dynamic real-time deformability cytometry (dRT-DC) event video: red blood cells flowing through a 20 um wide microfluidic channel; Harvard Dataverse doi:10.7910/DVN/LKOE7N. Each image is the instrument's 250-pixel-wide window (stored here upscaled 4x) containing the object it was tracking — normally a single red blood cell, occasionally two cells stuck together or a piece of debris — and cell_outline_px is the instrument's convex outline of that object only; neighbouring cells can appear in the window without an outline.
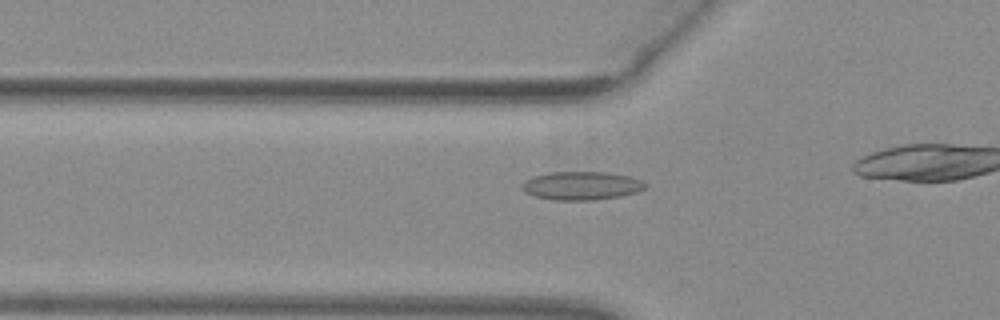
{"species": "common noctule bat (a hibernating species)", "species_latin": "Nyctalus noctula", "temperature_condition": "warm", "stored_images_in_passage": 14, "camera_frame_rate_fps": 3000, "um_per_image_px": 0.085, "animal": {"sex": "female", "body_mass_g": 29.2, "forearm_length_mm": 56.3}, "frame": {"image": 1, "passage_image": 2, "time_ms": 0.333, "image_size_px": [1000, 320], "cell_outline_px": [[648, 184], [644, 188], [636, 192], [620, 196], [592, 200], [552, 200], [536, 196], [524, 192], [524, 180], [532, 176], [548, 172], [608, 172], [628, 176], [640, 180]], "centroid_in_image_um": [49.42, 15.78], "position_along_channel_um": 76.4, "area_um2": 20.29}}
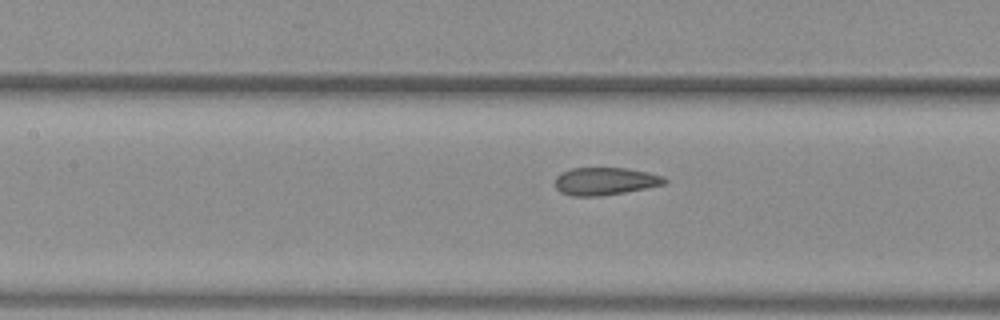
{"frame": {"image": 2, "passage_image": 8, "time_ms": 2.333, "image_size_px": [1000, 320], "cell_outline_px": [[668, 180], [664, 184], [624, 192], [600, 196], [572, 196], [560, 192], [556, 188], [556, 176], [572, 168], [628, 168], [648, 172], [664, 176]], "centroid_in_image_um": [51.44, 15.4], "position_along_channel_um": 156.0, "area_um2": 17.51}}
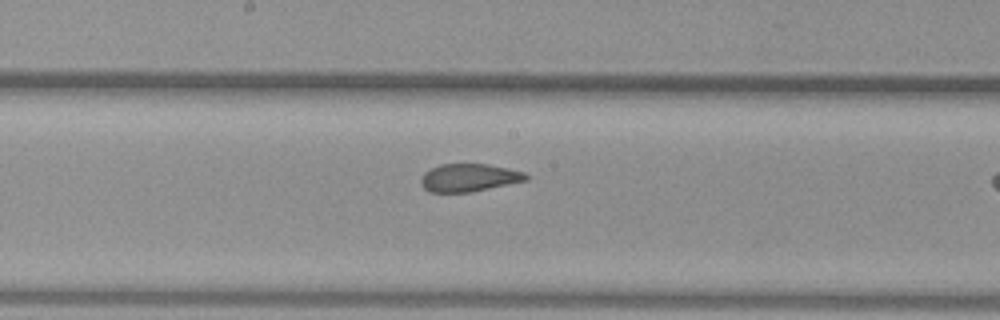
{"frame": {"image": 3, "passage_image": 12, "time_ms": 3.667, "image_size_px": [1000, 320], "cell_outline_px": [[528, 180], [472, 192], [428, 192], [420, 184], [420, 180], [424, 172], [440, 164], [488, 164], [508, 168], [524, 172], [528, 176]], "centroid_in_image_um": [39.85, 15.1], "position_along_channel_um": 208.3, "area_um2": 17.11}}